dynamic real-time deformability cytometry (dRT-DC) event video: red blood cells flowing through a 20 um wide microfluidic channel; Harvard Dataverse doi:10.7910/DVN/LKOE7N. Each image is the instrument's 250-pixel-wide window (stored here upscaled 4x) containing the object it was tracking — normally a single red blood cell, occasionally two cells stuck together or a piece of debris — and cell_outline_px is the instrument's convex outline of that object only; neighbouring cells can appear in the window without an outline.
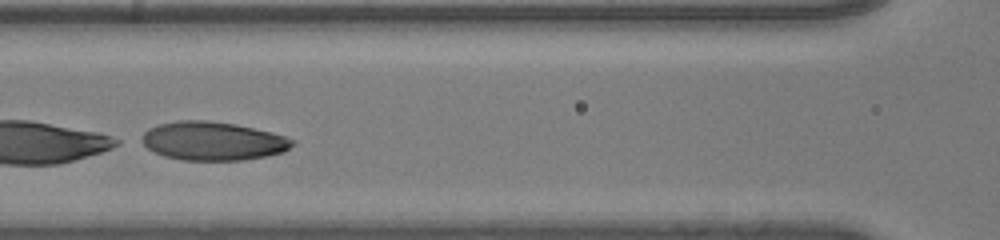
{"species": "human", "species_latin": "Homo sapiens", "temperature_condition": "room temperature", "stored_images_in_passage": 33, "segment_of_instrument_passage": [2, 2], "camera_frame_rate_fps": 3000, "um_per_image_px": 0.085, "donor": {"sex": "male"}, "frame": {"image": 1, "passage_image": 14, "time_ms": 4.333, "image_size_px": [1000, 240], "cell_outline_px": [[296, 140], [288, 148], [280, 152], [264, 156], [240, 160], [184, 160], [164, 156], [148, 148], [144, 144], [144, 132], [148, 128], [160, 124], [176, 120], [208, 120], [236, 124], [284, 136]], "centroid_in_image_um": [18.07, 11.97], "position_along_channel_um": 148.5, "area_um2": 33.29}}
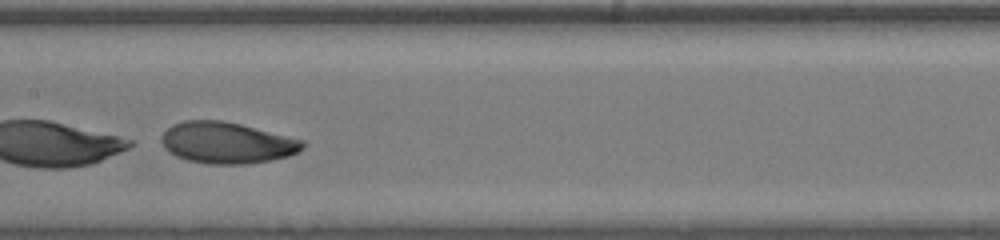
{"frame": {"image": 2, "passage_image": 17, "time_ms": 5.333, "image_size_px": [1000, 240], "cell_outline_px": [[304, 144], [296, 152], [288, 156], [268, 160], [244, 164], [212, 164], [188, 160], [176, 156], [160, 140], [160, 136], [172, 124], [184, 120], [224, 120], [304, 140]], "centroid_in_image_um": [19.26, 12.12], "position_along_channel_um": 188.1, "area_um2": 33.52}}